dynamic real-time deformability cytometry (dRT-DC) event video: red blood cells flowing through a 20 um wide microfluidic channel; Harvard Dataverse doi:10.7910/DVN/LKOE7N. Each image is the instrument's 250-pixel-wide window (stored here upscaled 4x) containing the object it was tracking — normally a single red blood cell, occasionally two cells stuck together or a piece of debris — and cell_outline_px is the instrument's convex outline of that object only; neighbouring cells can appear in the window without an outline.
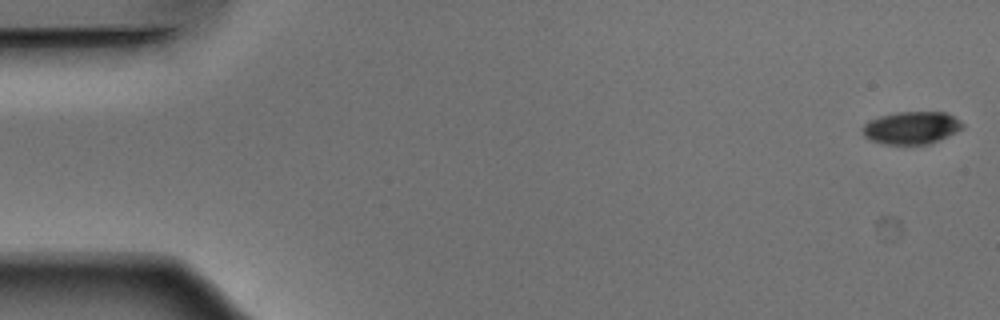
{"species": "Egyptian fruit bat (a non-hibernating species)", "species_latin": "Rousettus aegyptiacus", "temperature_condition": "warm", "stored_images_in_passage": 52, "camera_frame_rate_fps": 3000, "um_per_image_px": 0.085, "animal": {"sex": "male"}, "frame": {"image": 1, "passage_image": 1, "time_ms": 0.0, "image_size_px": [1000, 320], "cell_outline_px": [[964, 128], [932, 144], [884, 144], [872, 140], [864, 136], [864, 124], [880, 116], [896, 112], [948, 112], [960, 120], [964, 124]], "centroid_in_image_um": [77.55, 10.86], "position_along_channel_um": 7.5, "area_um2": 18.96}}
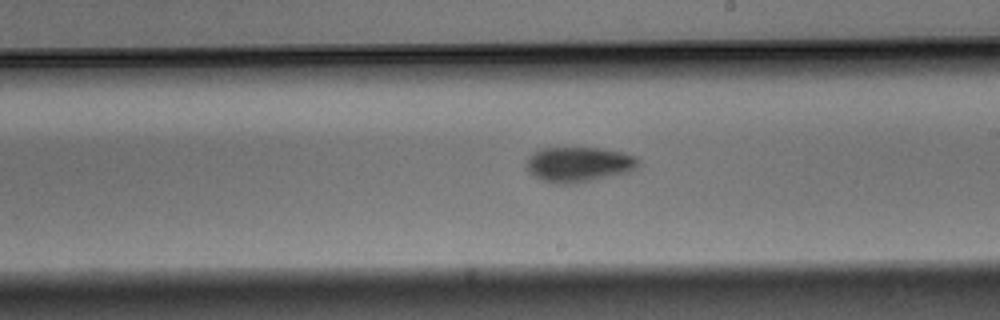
{"frame": {"image": 2, "passage_image": 30, "time_ms": 9.667, "image_size_px": [1000, 320], "cell_outline_px": [[640, 164], [636, 168], [628, 172], [576, 184], [556, 184], [544, 180], [528, 172], [524, 168], [528, 156], [532, 152], [540, 148], [604, 148], [624, 152], [636, 156], [640, 160]], "centroid_in_image_um": [49.19, 13.96], "position_along_channel_um": 239.8, "area_um2": 23.29}}
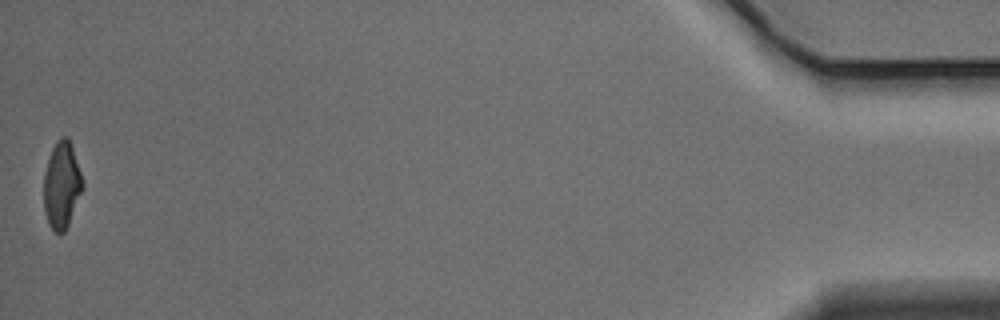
{"frame": {"image": 3, "passage_image": 52, "time_ms": 17.0, "image_size_px": [1000, 320], "cell_outline_px": [[84, 188], [68, 224], [64, 232], [56, 232], [48, 224], [44, 212], [44, 172], [52, 148], [56, 140], [64, 136], [68, 136], [72, 144], [84, 184]], "centroid_in_image_um": [5.25, 15.7], "position_along_channel_um": 429.9, "area_um2": 19.71}, "authors_computed_cell_mechanics": {"area_um2": 21.2126, "velocity_mm_per_s": 3.8925, "shape_relaxation_time_tau1_ms": 3.1404, "shape_relaxation_time_tau2_ms": 6.3156, "deformation_change_tau1": 0.1353, "deformation_change_tau2": 0.1282}}